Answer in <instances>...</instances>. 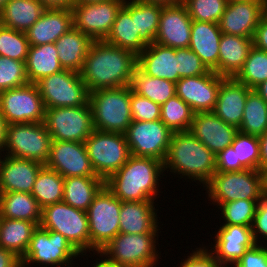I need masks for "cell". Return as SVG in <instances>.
I'll list each match as a JSON object with an SVG mask.
<instances>
[{"instance_id": "cell-1", "label": "cell", "mask_w": 267, "mask_h": 267, "mask_svg": "<svg viewBox=\"0 0 267 267\" xmlns=\"http://www.w3.org/2000/svg\"><path fill=\"white\" fill-rule=\"evenodd\" d=\"M138 66V55L110 45L104 40L93 41L86 55L80 76L88 92L130 86Z\"/></svg>"}, {"instance_id": "cell-2", "label": "cell", "mask_w": 267, "mask_h": 267, "mask_svg": "<svg viewBox=\"0 0 267 267\" xmlns=\"http://www.w3.org/2000/svg\"><path fill=\"white\" fill-rule=\"evenodd\" d=\"M165 175L162 161L131 155L128 161L105 181V186L121 202L157 200V195L159 198L162 192L159 191L162 181L160 179Z\"/></svg>"}, {"instance_id": "cell-3", "label": "cell", "mask_w": 267, "mask_h": 267, "mask_svg": "<svg viewBox=\"0 0 267 267\" xmlns=\"http://www.w3.org/2000/svg\"><path fill=\"white\" fill-rule=\"evenodd\" d=\"M163 165L164 172L203 188L216 172V155L189 131L173 132Z\"/></svg>"}, {"instance_id": "cell-4", "label": "cell", "mask_w": 267, "mask_h": 267, "mask_svg": "<svg viewBox=\"0 0 267 267\" xmlns=\"http://www.w3.org/2000/svg\"><path fill=\"white\" fill-rule=\"evenodd\" d=\"M131 87L101 89L89 93L94 129L122 133L131 124Z\"/></svg>"}, {"instance_id": "cell-5", "label": "cell", "mask_w": 267, "mask_h": 267, "mask_svg": "<svg viewBox=\"0 0 267 267\" xmlns=\"http://www.w3.org/2000/svg\"><path fill=\"white\" fill-rule=\"evenodd\" d=\"M158 236L159 233L119 232L98 253L120 267H156L161 262V252L157 250Z\"/></svg>"}, {"instance_id": "cell-6", "label": "cell", "mask_w": 267, "mask_h": 267, "mask_svg": "<svg viewBox=\"0 0 267 267\" xmlns=\"http://www.w3.org/2000/svg\"><path fill=\"white\" fill-rule=\"evenodd\" d=\"M264 178L260 170L215 172L203 186L213 206L220 207L225 202L235 200H262Z\"/></svg>"}, {"instance_id": "cell-7", "label": "cell", "mask_w": 267, "mask_h": 267, "mask_svg": "<svg viewBox=\"0 0 267 267\" xmlns=\"http://www.w3.org/2000/svg\"><path fill=\"white\" fill-rule=\"evenodd\" d=\"M80 256L82 255L62 234L38 226L20 262L22 267H74Z\"/></svg>"}, {"instance_id": "cell-8", "label": "cell", "mask_w": 267, "mask_h": 267, "mask_svg": "<svg viewBox=\"0 0 267 267\" xmlns=\"http://www.w3.org/2000/svg\"><path fill=\"white\" fill-rule=\"evenodd\" d=\"M41 228L62 234L81 254L90 252L87 213L64 201L46 206L41 212Z\"/></svg>"}, {"instance_id": "cell-9", "label": "cell", "mask_w": 267, "mask_h": 267, "mask_svg": "<svg viewBox=\"0 0 267 267\" xmlns=\"http://www.w3.org/2000/svg\"><path fill=\"white\" fill-rule=\"evenodd\" d=\"M96 176L106 181L131 156L125 134L94 130L84 142Z\"/></svg>"}, {"instance_id": "cell-10", "label": "cell", "mask_w": 267, "mask_h": 267, "mask_svg": "<svg viewBox=\"0 0 267 267\" xmlns=\"http://www.w3.org/2000/svg\"><path fill=\"white\" fill-rule=\"evenodd\" d=\"M52 137L43 122L6 125L3 154L45 165L50 155Z\"/></svg>"}, {"instance_id": "cell-11", "label": "cell", "mask_w": 267, "mask_h": 267, "mask_svg": "<svg viewBox=\"0 0 267 267\" xmlns=\"http://www.w3.org/2000/svg\"><path fill=\"white\" fill-rule=\"evenodd\" d=\"M121 201L104 185L93 198L86 213L90 251L98 252L119 232Z\"/></svg>"}, {"instance_id": "cell-12", "label": "cell", "mask_w": 267, "mask_h": 267, "mask_svg": "<svg viewBox=\"0 0 267 267\" xmlns=\"http://www.w3.org/2000/svg\"><path fill=\"white\" fill-rule=\"evenodd\" d=\"M52 140L82 142L95 130L89 101L77 107L45 109L43 121Z\"/></svg>"}, {"instance_id": "cell-13", "label": "cell", "mask_w": 267, "mask_h": 267, "mask_svg": "<svg viewBox=\"0 0 267 267\" xmlns=\"http://www.w3.org/2000/svg\"><path fill=\"white\" fill-rule=\"evenodd\" d=\"M45 109L77 107L89 101V92L80 73L62 70L36 83Z\"/></svg>"}, {"instance_id": "cell-14", "label": "cell", "mask_w": 267, "mask_h": 267, "mask_svg": "<svg viewBox=\"0 0 267 267\" xmlns=\"http://www.w3.org/2000/svg\"><path fill=\"white\" fill-rule=\"evenodd\" d=\"M0 112L7 125L43 122L45 107L37 85L27 83L1 91Z\"/></svg>"}, {"instance_id": "cell-15", "label": "cell", "mask_w": 267, "mask_h": 267, "mask_svg": "<svg viewBox=\"0 0 267 267\" xmlns=\"http://www.w3.org/2000/svg\"><path fill=\"white\" fill-rule=\"evenodd\" d=\"M173 132L160 120L151 122L133 120L125 132L130 154L166 159Z\"/></svg>"}, {"instance_id": "cell-16", "label": "cell", "mask_w": 267, "mask_h": 267, "mask_svg": "<svg viewBox=\"0 0 267 267\" xmlns=\"http://www.w3.org/2000/svg\"><path fill=\"white\" fill-rule=\"evenodd\" d=\"M124 1L109 0L99 3L75 4L71 9L73 27L89 36L93 41L105 40Z\"/></svg>"}, {"instance_id": "cell-17", "label": "cell", "mask_w": 267, "mask_h": 267, "mask_svg": "<svg viewBox=\"0 0 267 267\" xmlns=\"http://www.w3.org/2000/svg\"><path fill=\"white\" fill-rule=\"evenodd\" d=\"M226 77L209 70L204 75L181 78L176 83V95L196 112H212L221 82Z\"/></svg>"}, {"instance_id": "cell-18", "label": "cell", "mask_w": 267, "mask_h": 267, "mask_svg": "<svg viewBox=\"0 0 267 267\" xmlns=\"http://www.w3.org/2000/svg\"><path fill=\"white\" fill-rule=\"evenodd\" d=\"M220 225L219 230H215L214 245L206 247L223 267H232L248 249L256 244L252 228L236 224Z\"/></svg>"}, {"instance_id": "cell-19", "label": "cell", "mask_w": 267, "mask_h": 267, "mask_svg": "<svg viewBox=\"0 0 267 267\" xmlns=\"http://www.w3.org/2000/svg\"><path fill=\"white\" fill-rule=\"evenodd\" d=\"M45 166L57 171L63 178L96 176L82 142L52 140Z\"/></svg>"}, {"instance_id": "cell-20", "label": "cell", "mask_w": 267, "mask_h": 267, "mask_svg": "<svg viewBox=\"0 0 267 267\" xmlns=\"http://www.w3.org/2000/svg\"><path fill=\"white\" fill-rule=\"evenodd\" d=\"M192 21L184 4L163 6L154 42L172 48H188Z\"/></svg>"}, {"instance_id": "cell-21", "label": "cell", "mask_w": 267, "mask_h": 267, "mask_svg": "<svg viewBox=\"0 0 267 267\" xmlns=\"http://www.w3.org/2000/svg\"><path fill=\"white\" fill-rule=\"evenodd\" d=\"M238 131L237 127L225 123L213 112H196L189 129L215 155L231 146Z\"/></svg>"}, {"instance_id": "cell-22", "label": "cell", "mask_w": 267, "mask_h": 267, "mask_svg": "<svg viewBox=\"0 0 267 267\" xmlns=\"http://www.w3.org/2000/svg\"><path fill=\"white\" fill-rule=\"evenodd\" d=\"M44 166L37 161L2 154L0 158V192L31 193L37 175Z\"/></svg>"}, {"instance_id": "cell-23", "label": "cell", "mask_w": 267, "mask_h": 267, "mask_svg": "<svg viewBox=\"0 0 267 267\" xmlns=\"http://www.w3.org/2000/svg\"><path fill=\"white\" fill-rule=\"evenodd\" d=\"M262 17V2L228 1L219 21L222 33L253 38Z\"/></svg>"}, {"instance_id": "cell-24", "label": "cell", "mask_w": 267, "mask_h": 267, "mask_svg": "<svg viewBox=\"0 0 267 267\" xmlns=\"http://www.w3.org/2000/svg\"><path fill=\"white\" fill-rule=\"evenodd\" d=\"M155 200L146 201H123L119 215L120 233L145 234L159 233L160 219L158 210L155 208Z\"/></svg>"}, {"instance_id": "cell-25", "label": "cell", "mask_w": 267, "mask_h": 267, "mask_svg": "<svg viewBox=\"0 0 267 267\" xmlns=\"http://www.w3.org/2000/svg\"><path fill=\"white\" fill-rule=\"evenodd\" d=\"M104 41L110 45L130 50L137 55L147 47L137 31L136 1H124L123 6L117 12L111 31Z\"/></svg>"}, {"instance_id": "cell-26", "label": "cell", "mask_w": 267, "mask_h": 267, "mask_svg": "<svg viewBox=\"0 0 267 267\" xmlns=\"http://www.w3.org/2000/svg\"><path fill=\"white\" fill-rule=\"evenodd\" d=\"M251 90L235 78L226 77L221 82L217 102L212 112L225 123L239 128L244 114L245 101Z\"/></svg>"}, {"instance_id": "cell-27", "label": "cell", "mask_w": 267, "mask_h": 267, "mask_svg": "<svg viewBox=\"0 0 267 267\" xmlns=\"http://www.w3.org/2000/svg\"><path fill=\"white\" fill-rule=\"evenodd\" d=\"M73 28L71 9H45L42 16L25 32L30 45L55 43Z\"/></svg>"}, {"instance_id": "cell-28", "label": "cell", "mask_w": 267, "mask_h": 267, "mask_svg": "<svg viewBox=\"0 0 267 267\" xmlns=\"http://www.w3.org/2000/svg\"><path fill=\"white\" fill-rule=\"evenodd\" d=\"M143 73L155 78L178 82L176 48L152 43L138 54V66Z\"/></svg>"}, {"instance_id": "cell-29", "label": "cell", "mask_w": 267, "mask_h": 267, "mask_svg": "<svg viewBox=\"0 0 267 267\" xmlns=\"http://www.w3.org/2000/svg\"><path fill=\"white\" fill-rule=\"evenodd\" d=\"M221 37L222 32L219 24L192 21L189 48L200 57L208 70L217 74Z\"/></svg>"}, {"instance_id": "cell-30", "label": "cell", "mask_w": 267, "mask_h": 267, "mask_svg": "<svg viewBox=\"0 0 267 267\" xmlns=\"http://www.w3.org/2000/svg\"><path fill=\"white\" fill-rule=\"evenodd\" d=\"M253 38L222 33L219 44L218 75L234 78L242 69Z\"/></svg>"}, {"instance_id": "cell-31", "label": "cell", "mask_w": 267, "mask_h": 267, "mask_svg": "<svg viewBox=\"0 0 267 267\" xmlns=\"http://www.w3.org/2000/svg\"><path fill=\"white\" fill-rule=\"evenodd\" d=\"M93 40L76 28H71L55 42L58 59L65 70L81 72Z\"/></svg>"}, {"instance_id": "cell-32", "label": "cell", "mask_w": 267, "mask_h": 267, "mask_svg": "<svg viewBox=\"0 0 267 267\" xmlns=\"http://www.w3.org/2000/svg\"><path fill=\"white\" fill-rule=\"evenodd\" d=\"M45 9L38 0H9L0 11V25L25 33Z\"/></svg>"}, {"instance_id": "cell-33", "label": "cell", "mask_w": 267, "mask_h": 267, "mask_svg": "<svg viewBox=\"0 0 267 267\" xmlns=\"http://www.w3.org/2000/svg\"><path fill=\"white\" fill-rule=\"evenodd\" d=\"M25 66L27 79L33 84L64 70L59 62L55 43L30 45Z\"/></svg>"}, {"instance_id": "cell-34", "label": "cell", "mask_w": 267, "mask_h": 267, "mask_svg": "<svg viewBox=\"0 0 267 267\" xmlns=\"http://www.w3.org/2000/svg\"><path fill=\"white\" fill-rule=\"evenodd\" d=\"M42 209L31 193L0 192V216L40 225Z\"/></svg>"}, {"instance_id": "cell-35", "label": "cell", "mask_w": 267, "mask_h": 267, "mask_svg": "<svg viewBox=\"0 0 267 267\" xmlns=\"http://www.w3.org/2000/svg\"><path fill=\"white\" fill-rule=\"evenodd\" d=\"M104 185L105 181L98 176L64 178L63 201L86 212L93 198Z\"/></svg>"}, {"instance_id": "cell-36", "label": "cell", "mask_w": 267, "mask_h": 267, "mask_svg": "<svg viewBox=\"0 0 267 267\" xmlns=\"http://www.w3.org/2000/svg\"><path fill=\"white\" fill-rule=\"evenodd\" d=\"M39 225L0 216V247L12 251L20 259L24 256L31 237Z\"/></svg>"}, {"instance_id": "cell-37", "label": "cell", "mask_w": 267, "mask_h": 267, "mask_svg": "<svg viewBox=\"0 0 267 267\" xmlns=\"http://www.w3.org/2000/svg\"><path fill=\"white\" fill-rule=\"evenodd\" d=\"M130 87L134 93L160 105L176 95V83L148 76L138 67L132 76Z\"/></svg>"}, {"instance_id": "cell-38", "label": "cell", "mask_w": 267, "mask_h": 267, "mask_svg": "<svg viewBox=\"0 0 267 267\" xmlns=\"http://www.w3.org/2000/svg\"><path fill=\"white\" fill-rule=\"evenodd\" d=\"M64 178L52 169L44 166L38 173L31 194L41 209L63 201Z\"/></svg>"}, {"instance_id": "cell-39", "label": "cell", "mask_w": 267, "mask_h": 267, "mask_svg": "<svg viewBox=\"0 0 267 267\" xmlns=\"http://www.w3.org/2000/svg\"><path fill=\"white\" fill-rule=\"evenodd\" d=\"M238 130L257 137L267 131V102L253 89L246 98L244 114Z\"/></svg>"}, {"instance_id": "cell-40", "label": "cell", "mask_w": 267, "mask_h": 267, "mask_svg": "<svg viewBox=\"0 0 267 267\" xmlns=\"http://www.w3.org/2000/svg\"><path fill=\"white\" fill-rule=\"evenodd\" d=\"M195 112L175 95L161 105L160 120L172 131H189Z\"/></svg>"}, {"instance_id": "cell-41", "label": "cell", "mask_w": 267, "mask_h": 267, "mask_svg": "<svg viewBox=\"0 0 267 267\" xmlns=\"http://www.w3.org/2000/svg\"><path fill=\"white\" fill-rule=\"evenodd\" d=\"M234 78L250 89L256 88L267 80V52L253 46L242 69Z\"/></svg>"}, {"instance_id": "cell-42", "label": "cell", "mask_w": 267, "mask_h": 267, "mask_svg": "<svg viewBox=\"0 0 267 267\" xmlns=\"http://www.w3.org/2000/svg\"><path fill=\"white\" fill-rule=\"evenodd\" d=\"M162 5L136 1V25L140 39L146 44L154 43L159 29Z\"/></svg>"}, {"instance_id": "cell-43", "label": "cell", "mask_w": 267, "mask_h": 267, "mask_svg": "<svg viewBox=\"0 0 267 267\" xmlns=\"http://www.w3.org/2000/svg\"><path fill=\"white\" fill-rule=\"evenodd\" d=\"M260 200H235L223 203L218 210L221 211L219 219L222 224L242 225L252 227L256 207Z\"/></svg>"}, {"instance_id": "cell-44", "label": "cell", "mask_w": 267, "mask_h": 267, "mask_svg": "<svg viewBox=\"0 0 267 267\" xmlns=\"http://www.w3.org/2000/svg\"><path fill=\"white\" fill-rule=\"evenodd\" d=\"M231 146L235 151L236 163H241L248 170H259L260 145L257 136L238 131Z\"/></svg>"}, {"instance_id": "cell-45", "label": "cell", "mask_w": 267, "mask_h": 267, "mask_svg": "<svg viewBox=\"0 0 267 267\" xmlns=\"http://www.w3.org/2000/svg\"><path fill=\"white\" fill-rule=\"evenodd\" d=\"M30 44L26 33L0 25V56L26 62Z\"/></svg>"}, {"instance_id": "cell-46", "label": "cell", "mask_w": 267, "mask_h": 267, "mask_svg": "<svg viewBox=\"0 0 267 267\" xmlns=\"http://www.w3.org/2000/svg\"><path fill=\"white\" fill-rule=\"evenodd\" d=\"M228 0H184L189 16L193 21L218 24Z\"/></svg>"}, {"instance_id": "cell-47", "label": "cell", "mask_w": 267, "mask_h": 267, "mask_svg": "<svg viewBox=\"0 0 267 267\" xmlns=\"http://www.w3.org/2000/svg\"><path fill=\"white\" fill-rule=\"evenodd\" d=\"M29 83L25 62L0 56V92Z\"/></svg>"}, {"instance_id": "cell-48", "label": "cell", "mask_w": 267, "mask_h": 267, "mask_svg": "<svg viewBox=\"0 0 267 267\" xmlns=\"http://www.w3.org/2000/svg\"><path fill=\"white\" fill-rule=\"evenodd\" d=\"M178 81L184 77L199 76L209 70L200 57L188 48H176Z\"/></svg>"}, {"instance_id": "cell-49", "label": "cell", "mask_w": 267, "mask_h": 267, "mask_svg": "<svg viewBox=\"0 0 267 267\" xmlns=\"http://www.w3.org/2000/svg\"><path fill=\"white\" fill-rule=\"evenodd\" d=\"M132 120L151 122L160 119L161 105L134 93L130 101Z\"/></svg>"}, {"instance_id": "cell-50", "label": "cell", "mask_w": 267, "mask_h": 267, "mask_svg": "<svg viewBox=\"0 0 267 267\" xmlns=\"http://www.w3.org/2000/svg\"><path fill=\"white\" fill-rule=\"evenodd\" d=\"M187 257V258H186ZM177 267H223L212 255V253L204 246L195 248L188 256H185V260L182 259Z\"/></svg>"}, {"instance_id": "cell-51", "label": "cell", "mask_w": 267, "mask_h": 267, "mask_svg": "<svg viewBox=\"0 0 267 267\" xmlns=\"http://www.w3.org/2000/svg\"><path fill=\"white\" fill-rule=\"evenodd\" d=\"M232 267H267V244H255Z\"/></svg>"}, {"instance_id": "cell-52", "label": "cell", "mask_w": 267, "mask_h": 267, "mask_svg": "<svg viewBox=\"0 0 267 267\" xmlns=\"http://www.w3.org/2000/svg\"><path fill=\"white\" fill-rule=\"evenodd\" d=\"M253 238L256 244H267V203L262 199L258 202L252 224ZM264 238V239H263ZM260 239V240H259ZM265 240V242H264Z\"/></svg>"}, {"instance_id": "cell-53", "label": "cell", "mask_w": 267, "mask_h": 267, "mask_svg": "<svg viewBox=\"0 0 267 267\" xmlns=\"http://www.w3.org/2000/svg\"><path fill=\"white\" fill-rule=\"evenodd\" d=\"M245 168L236 163L235 151L232 146L226 147L216 155V172L242 171Z\"/></svg>"}, {"instance_id": "cell-54", "label": "cell", "mask_w": 267, "mask_h": 267, "mask_svg": "<svg viewBox=\"0 0 267 267\" xmlns=\"http://www.w3.org/2000/svg\"><path fill=\"white\" fill-rule=\"evenodd\" d=\"M253 46L267 52V19L261 17L253 36Z\"/></svg>"}, {"instance_id": "cell-55", "label": "cell", "mask_w": 267, "mask_h": 267, "mask_svg": "<svg viewBox=\"0 0 267 267\" xmlns=\"http://www.w3.org/2000/svg\"><path fill=\"white\" fill-rule=\"evenodd\" d=\"M0 267H22L20 258L12 251L0 247Z\"/></svg>"}, {"instance_id": "cell-56", "label": "cell", "mask_w": 267, "mask_h": 267, "mask_svg": "<svg viewBox=\"0 0 267 267\" xmlns=\"http://www.w3.org/2000/svg\"><path fill=\"white\" fill-rule=\"evenodd\" d=\"M46 9H72L74 0H38Z\"/></svg>"}, {"instance_id": "cell-57", "label": "cell", "mask_w": 267, "mask_h": 267, "mask_svg": "<svg viewBox=\"0 0 267 267\" xmlns=\"http://www.w3.org/2000/svg\"><path fill=\"white\" fill-rule=\"evenodd\" d=\"M258 138L260 145L259 170L263 172L267 168V131Z\"/></svg>"}, {"instance_id": "cell-58", "label": "cell", "mask_w": 267, "mask_h": 267, "mask_svg": "<svg viewBox=\"0 0 267 267\" xmlns=\"http://www.w3.org/2000/svg\"><path fill=\"white\" fill-rule=\"evenodd\" d=\"M95 256V255H97L98 256V258H96V263H94V264H91V265H93V267H120V266H118V265H116L115 263H112V262H110V261H108V260H106L101 254H99L98 252H96V253H93L91 256H88V255H86V254H83L82 255V258H83V256H85V257H92V256ZM100 258V259H99Z\"/></svg>"}, {"instance_id": "cell-59", "label": "cell", "mask_w": 267, "mask_h": 267, "mask_svg": "<svg viewBox=\"0 0 267 267\" xmlns=\"http://www.w3.org/2000/svg\"><path fill=\"white\" fill-rule=\"evenodd\" d=\"M142 3L159 4L162 6L180 5L184 4V0H134Z\"/></svg>"}, {"instance_id": "cell-60", "label": "cell", "mask_w": 267, "mask_h": 267, "mask_svg": "<svg viewBox=\"0 0 267 267\" xmlns=\"http://www.w3.org/2000/svg\"><path fill=\"white\" fill-rule=\"evenodd\" d=\"M6 123L4 116L0 112V153L3 154V149L5 145V134H6Z\"/></svg>"}, {"instance_id": "cell-61", "label": "cell", "mask_w": 267, "mask_h": 267, "mask_svg": "<svg viewBox=\"0 0 267 267\" xmlns=\"http://www.w3.org/2000/svg\"><path fill=\"white\" fill-rule=\"evenodd\" d=\"M253 90L256 91L267 102V80L262 82Z\"/></svg>"}, {"instance_id": "cell-62", "label": "cell", "mask_w": 267, "mask_h": 267, "mask_svg": "<svg viewBox=\"0 0 267 267\" xmlns=\"http://www.w3.org/2000/svg\"><path fill=\"white\" fill-rule=\"evenodd\" d=\"M109 0H74L75 4H85V3H99V2H106Z\"/></svg>"}, {"instance_id": "cell-63", "label": "cell", "mask_w": 267, "mask_h": 267, "mask_svg": "<svg viewBox=\"0 0 267 267\" xmlns=\"http://www.w3.org/2000/svg\"><path fill=\"white\" fill-rule=\"evenodd\" d=\"M262 16L267 19V0H262Z\"/></svg>"}, {"instance_id": "cell-64", "label": "cell", "mask_w": 267, "mask_h": 267, "mask_svg": "<svg viewBox=\"0 0 267 267\" xmlns=\"http://www.w3.org/2000/svg\"><path fill=\"white\" fill-rule=\"evenodd\" d=\"M264 186L267 187V168L263 171Z\"/></svg>"}, {"instance_id": "cell-65", "label": "cell", "mask_w": 267, "mask_h": 267, "mask_svg": "<svg viewBox=\"0 0 267 267\" xmlns=\"http://www.w3.org/2000/svg\"><path fill=\"white\" fill-rule=\"evenodd\" d=\"M263 200L267 203V187H263Z\"/></svg>"}, {"instance_id": "cell-66", "label": "cell", "mask_w": 267, "mask_h": 267, "mask_svg": "<svg viewBox=\"0 0 267 267\" xmlns=\"http://www.w3.org/2000/svg\"><path fill=\"white\" fill-rule=\"evenodd\" d=\"M9 0H0V11L4 8L5 4L8 2Z\"/></svg>"}, {"instance_id": "cell-67", "label": "cell", "mask_w": 267, "mask_h": 267, "mask_svg": "<svg viewBox=\"0 0 267 267\" xmlns=\"http://www.w3.org/2000/svg\"><path fill=\"white\" fill-rule=\"evenodd\" d=\"M228 1H255V2H262V0H228Z\"/></svg>"}]
</instances>
